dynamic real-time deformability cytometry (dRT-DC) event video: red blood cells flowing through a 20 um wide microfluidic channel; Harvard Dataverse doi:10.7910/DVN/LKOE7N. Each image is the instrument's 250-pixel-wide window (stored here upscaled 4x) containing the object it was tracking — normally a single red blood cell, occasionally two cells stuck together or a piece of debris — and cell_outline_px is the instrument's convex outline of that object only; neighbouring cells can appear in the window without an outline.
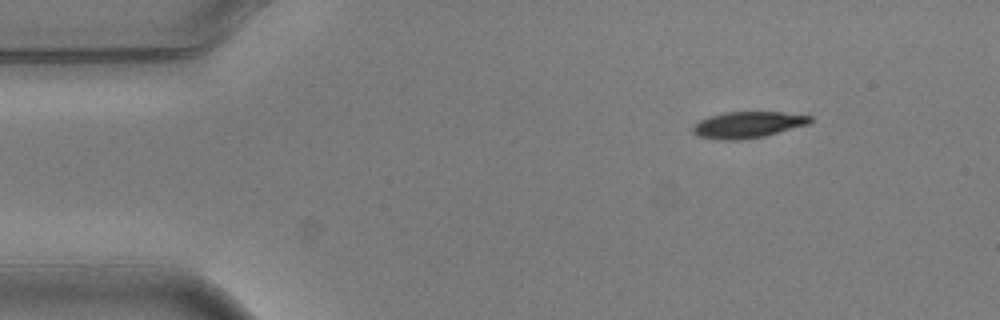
{"species": "common noctule bat (a hibernating species)", "species_latin": "Nyctalus noctula", "temperature_condition": "warm", "stored_images_in_passage": 3, "camera_frame_rate_fps": 3000, "um_per_image_px": 0.085, "animal": {"sex": "male", "body_mass_g": 20.5, "forearm_length_mm": 52.5}, "frame": {"image": 1, "passage_image": 1, "time_ms": 0.0, "image_size_px": [1000, 320], "cell_outline_px": [[812, 120], [808, 124], [764, 136], [736, 140], [720, 140], [696, 136], [692, 132], [692, 128], [700, 120], [708, 116], [724, 112], [780, 112], [812, 116]], "centroid_in_image_um": [63.52, 10.6], "position_along_channel_um": 21.5, "area_um2": 17.92}}